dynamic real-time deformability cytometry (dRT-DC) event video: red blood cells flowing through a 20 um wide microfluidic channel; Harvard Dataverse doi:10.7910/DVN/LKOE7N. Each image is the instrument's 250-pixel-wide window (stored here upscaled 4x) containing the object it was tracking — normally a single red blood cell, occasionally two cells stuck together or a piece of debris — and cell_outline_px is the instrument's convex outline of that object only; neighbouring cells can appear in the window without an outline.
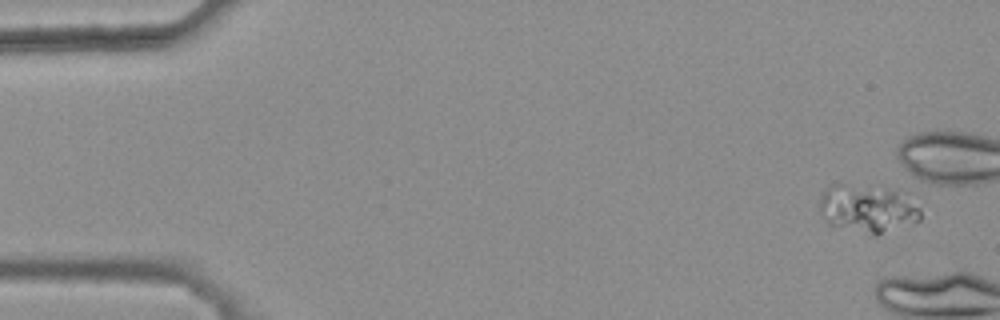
{"species": "common noctule bat (a hibernating species)", "species_latin": "Nyctalus noctula", "temperature_condition": "warm", "stored_images_in_passage": 1, "camera_frame_rate_fps": 3000, "um_per_image_px": 0.085, "animal": {"sex": "female", "body_mass_g": 25.1}, "frame": {"image": 1, "passage_image": 1, "time_ms": 0.0, "image_size_px": [1000, 320], "cell_outline_px": [[920, 220], [916, 224], [876, 236], [828, 224], [820, 212], [820, 196], [828, 184], [844, 184], [908, 188], [920, 208]], "centroid_in_image_um": [73.87, 17.69], "position_along_channel_um": 11.1, "area_um2": 29.82}}